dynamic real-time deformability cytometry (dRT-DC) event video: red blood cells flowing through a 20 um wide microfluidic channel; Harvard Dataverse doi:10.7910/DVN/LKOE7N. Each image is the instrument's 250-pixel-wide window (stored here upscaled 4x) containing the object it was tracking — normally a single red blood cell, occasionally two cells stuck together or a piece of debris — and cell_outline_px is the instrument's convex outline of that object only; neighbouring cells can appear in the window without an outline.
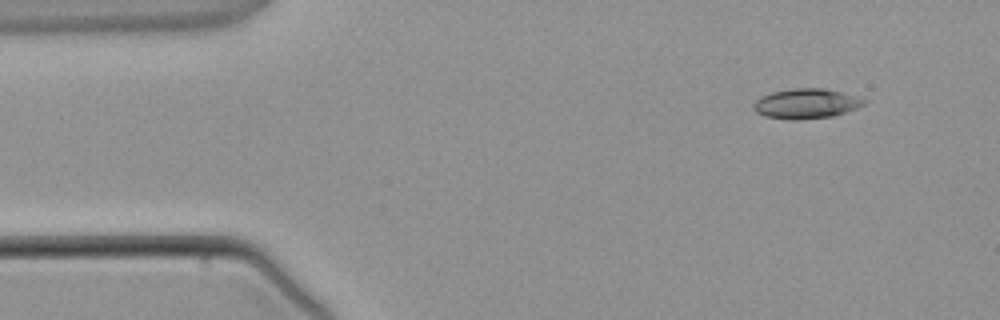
{"species": "common noctule bat (a hibernating species)", "species_latin": "Nyctalus noctula", "temperature_condition": "warm", "stored_images_in_passage": 3, "camera_frame_rate_fps": 3000, "um_per_image_px": 0.085, "animal": {"sex": "male", "body_mass_g": 21.5, "forearm_length_mm": 52.0}, "frame": {"image": 1, "passage_image": 1, "time_ms": 0.0, "image_size_px": [1000, 320], "cell_outline_px": [[868, 100], [864, 104], [856, 108], [832, 116], [792, 120], [764, 116], [756, 112], [756, 100], [760, 96], [772, 92], [792, 88], [824, 88], [840, 92]], "centroid_in_image_um": [68.52, 8.8], "position_along_channel_um": 16.5, "area_um2": 18.9}}
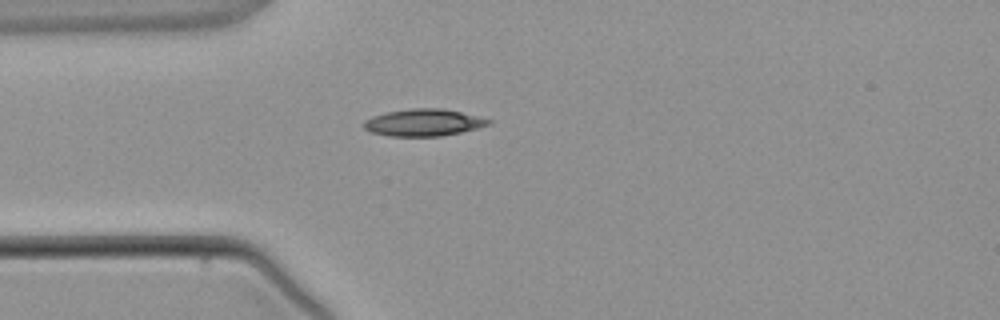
{"frame": {"image": 2, "passage_image": 3, "time_ms": 2.333, "image_size_px": [1000, 320], "cell_outline_px": [[492, 120], [488, 124], [476, 128], [460, 132], [440, 136], [388, 136], [372, 132], [364, 128], [364, 120], [372, 116], [388, 112], [412, 108], [440, 108], [460, 112]], "centroid_in_image_um": [35.96, 10.41], "position_along_channel_um": 49.0, "area_um2": 19.31}}